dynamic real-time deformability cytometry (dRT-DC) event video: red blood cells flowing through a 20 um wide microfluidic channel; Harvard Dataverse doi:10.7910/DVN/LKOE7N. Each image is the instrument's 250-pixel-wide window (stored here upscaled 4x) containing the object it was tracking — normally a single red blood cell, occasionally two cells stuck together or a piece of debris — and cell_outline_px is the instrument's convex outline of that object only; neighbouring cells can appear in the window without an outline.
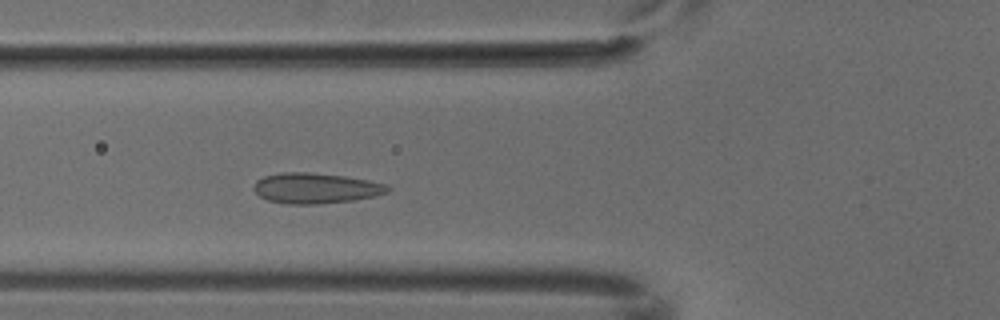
{"species": "common noctule bat (a hibernating species)", "species_latin": "Nyctalus noctula", "temperature_condition": "cold", "stored_images_in_passage": 4, "camera_frame_rate_fps": 3000, "um_per_image_px": 0.085, "animal": {"sex": "male", "body_mass_g": 18.8}, "frame": {"image": 1, "passage_image": 4, "time_ms": 1.0, "image_size_px": [1000, 320], "cell_outline_px": [[392, 188], [388, 192], [372, 196], [352, 200], [316, 204], [288, 204], [268, 200], [260, 196], [252, 188], [256, 180], [264, 176], [280, 172], [308, 172], [344, 176], [368, 180], [384, 184]], "centroid_in_image_um": [26.79, 15.99], "position_along_channel_um": 99.0, "area_um2": 23.64}}